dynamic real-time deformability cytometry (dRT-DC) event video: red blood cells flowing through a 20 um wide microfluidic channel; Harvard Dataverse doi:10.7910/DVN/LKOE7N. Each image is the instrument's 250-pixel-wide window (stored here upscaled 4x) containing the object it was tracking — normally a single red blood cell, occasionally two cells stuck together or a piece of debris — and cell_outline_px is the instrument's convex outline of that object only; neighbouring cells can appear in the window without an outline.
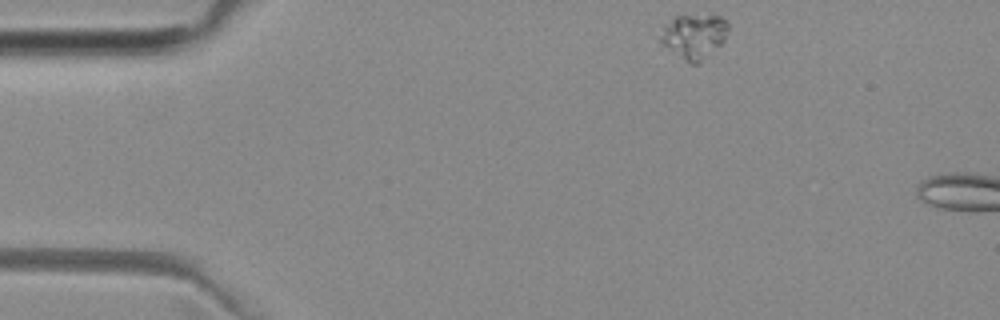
{"species": "common noctule bat (a hibernating species)", "species_latin": "Nyctalus noctula", "temperature_condition": "room temperature", "stored_images_in_passage": 41, "segment_of_instrument_passage": [1, 2], "camera_frame_rate_fps": 3000, "um_per_image_px": 0.085, "animal": {"sex": "female", "body_mass_g": 29.2, "forearm_length_mm": 56.3}, "frame": {"image": 1, "passage_image": 1, "time_ms": 0.0, "image_size_px": [1000, 320], "cell_outline_px": [[728, 32], [724, 40], [720, 44], [696, 64], [692, 64], [664, 44], [656, 36], [676, 16], [720, 16], [728, 20]], "centroid_in_image_um": [59.02, 3.05], "position_along_channel_um": 26.0, "area_um2": 16.82}}
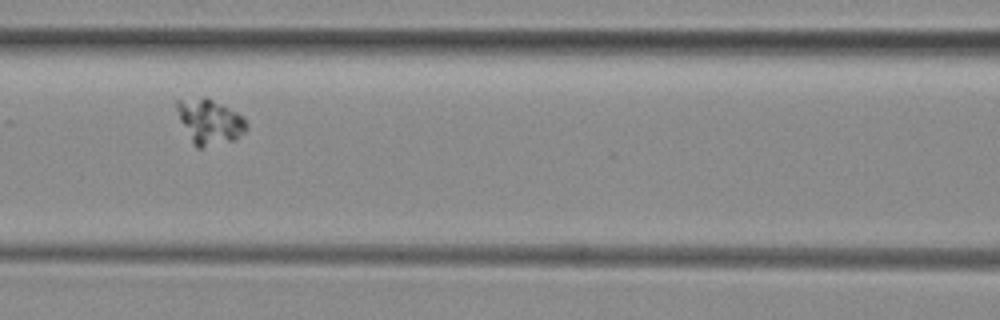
{"frame": {"image": 2, "passage_image": 16, "time_ms": 5.0, "image_size_px": [1000, 320], "cell_outline_px": [[248, 128], [236, 140], [200, 148], [196, 148], [192, 144], [180, 120], [176, 108], [176, 100], [204, 96], [244, 116], [248, 124]], "centroid_in_image_um": [17.82, 10.35], "position_along_channel_um": 148.8, "area_um2": 18.38}}
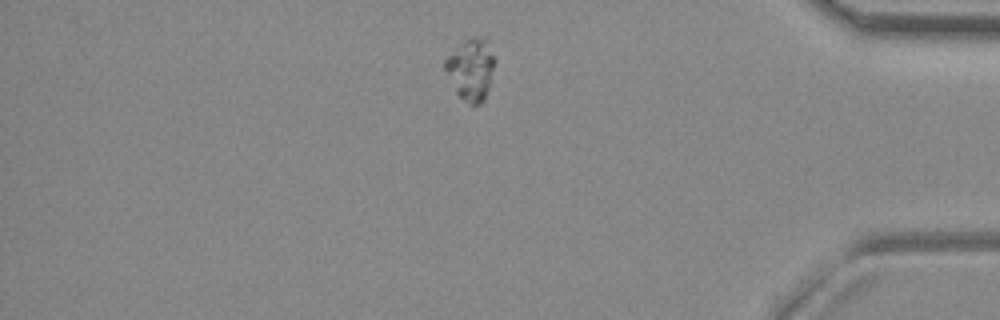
{"frame": {"image": 3, "passage_image": 38, "time_ms": 12.333, "image_size_px": [1000, 320], "cell_outline_px": [[496, 60], [488, 88], [484, 100], [480, 104], [468, 104], [456, 92], [444, 68], [444, 60], [448, 56], [468, 40], [476, 36], [488, 36]], "centroid_in_image_um": [40.08, 5.87], "position_along_channel_um": 395.1, "area_um2": 17.69}}